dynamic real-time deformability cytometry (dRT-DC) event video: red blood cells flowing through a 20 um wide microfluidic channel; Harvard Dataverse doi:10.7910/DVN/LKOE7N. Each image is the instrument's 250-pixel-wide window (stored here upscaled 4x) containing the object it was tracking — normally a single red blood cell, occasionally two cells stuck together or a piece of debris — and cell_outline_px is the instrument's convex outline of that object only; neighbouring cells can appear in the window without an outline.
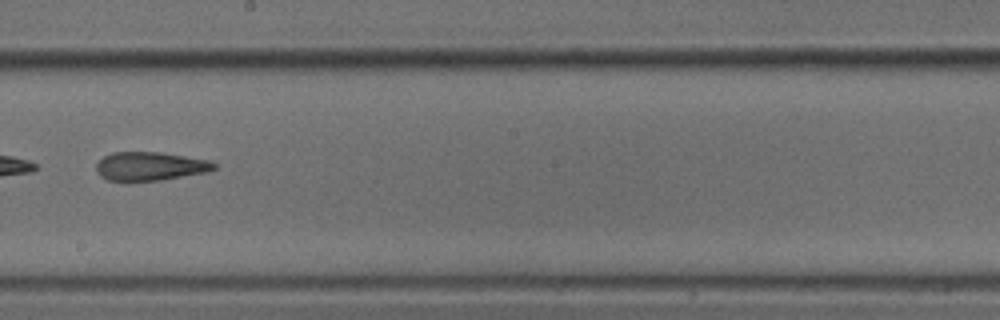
{"species": "common noctule bat (a hibernating species)", "species_latin": "Nyctalus noctula", "temperature_condition": "cold", "stored_images_in_passage": 48, "camera_frame_rate_fps": 3000, "um_per_image_px": 0.085, "animal": {"sex": "male", "body_mass_g": 18.8}, "frame": {"image": 1, "passage_image": 28, "time_ms": 9.0, "image_size_px": [1000, 320], "cell_outline_px": [[216, 168], [208, 172], [160, 180], [128, 184], [108, 180], [100, 176], [96, 172], [96, 164], [104, 156], [112, 152], [160, 152], [212, 160], [216, 164]], "centroid_in_image_um": [12.73, 14.16], "position_along_channel_um": 235.5, "area_um2": 20.4}}